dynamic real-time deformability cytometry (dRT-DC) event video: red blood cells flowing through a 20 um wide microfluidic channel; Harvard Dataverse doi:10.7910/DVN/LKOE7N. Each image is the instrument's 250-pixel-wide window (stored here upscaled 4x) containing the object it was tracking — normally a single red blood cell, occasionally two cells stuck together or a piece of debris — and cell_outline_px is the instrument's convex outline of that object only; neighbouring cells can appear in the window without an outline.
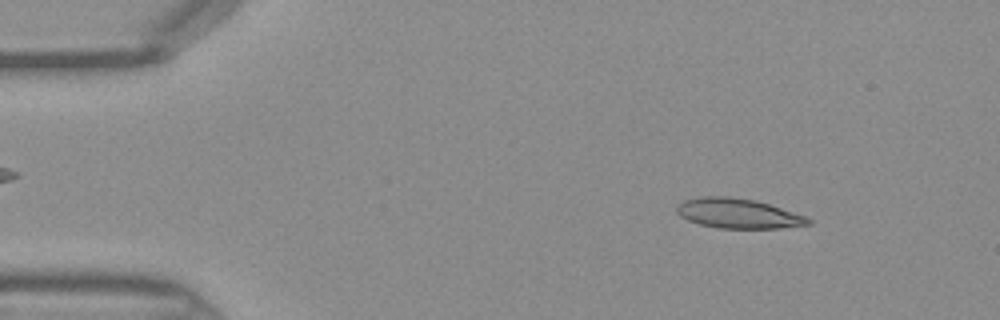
{"species": "Egyptian fruit bat (a non-hibernating species)", "species_latin": "Rousettus aegyptiacus", "temperature_condition": "warm", "stored_images_in_passage": 44, "camera_frame_rate_fps": 3000, "um_per_image_px": 0.085, "frame": {"image": 1, "passage_image": 5, "time_ms": 1.333, "image_size_px": [1000, 320], "cell_outline_px": [[812, 224], [780, 228], [720, 228], [700, 224], [688, 220], [680, 216], [676, 212], [676, 204], [684, 200], [704, 196], [728, 196], [752, 200], [768, 204], [808, 216], [812, 220]], "centroid_in_image_um": [62.74, 18.14], "position_along_channel_um": 22.3, "area_um2": 22.83}}
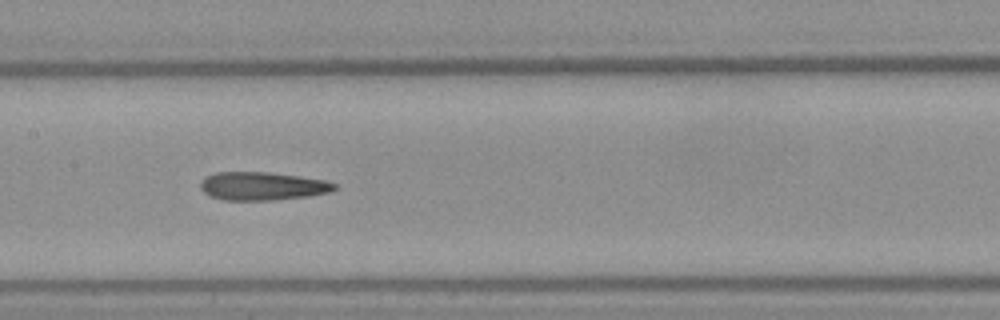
{"frame": {"image": 2, "passage_image": 21, "time_ms": 6.667, "image_size_px": [1000, 320], "cell_outline_px": [[336, 188], [332, 192], [308, 196], [272, 200], [224, 200], [212, 196], [204, 192], [200, 188], [200, 184], [204, 176], [216, 172], [268, 172], [328, 180], [336, 184]], "centroid_in_image_um": [22.32, 15.81], "position_along_channel_um": 185.1, "area_um2": 22.14}}
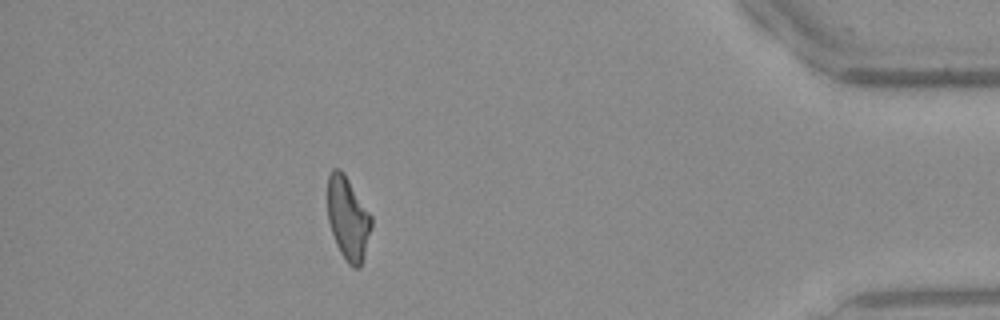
{"frame": {"image": 3, "passage_image": 39, "time_ms": 12.667, "image_size_px": [1000, 320], "cell_outline_px": [[372, 228], [364, 256], [360, 268], [352, 268], [348, 264], [340, 252], [336, 244], [328, 220], [328, 176], [332, 168], [340, 168], [344, 172], [372, 216]], "centroid_in_image_um": [29.59, 18.56], "position_along_channel_um": 405.6, "area_um2": 21.39}}